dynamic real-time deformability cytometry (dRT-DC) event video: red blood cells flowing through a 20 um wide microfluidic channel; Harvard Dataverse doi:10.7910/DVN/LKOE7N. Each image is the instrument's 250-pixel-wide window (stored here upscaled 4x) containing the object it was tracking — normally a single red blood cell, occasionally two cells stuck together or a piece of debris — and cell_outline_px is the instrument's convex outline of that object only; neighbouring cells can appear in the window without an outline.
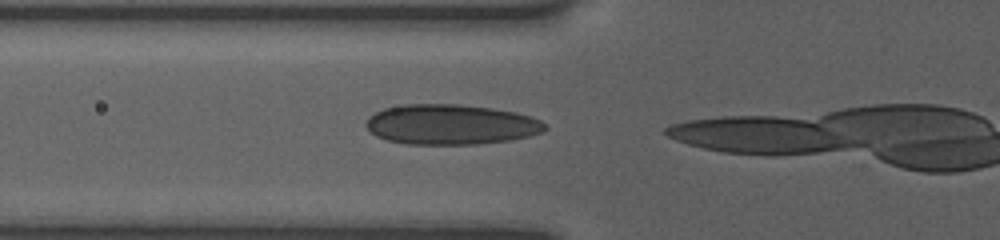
{"species": "human", "species_latin": "Homo sapiens", "temperature_condition": "room temperature", "stored_images_in_passage": 5, "camera_frame_rate_fps": 3000, "um_per_image_px": 0.085, "donor": {"sex": "female"}, "frame": {"image": 1, "passage_image": 2, "time_ms": 0.333, "image_size_px": [1000, 240], "cell_outline_px": [[548, 128], [544, 132], [528, 136], [508, 140], [476, 144], [408, 144], [388, 140], [376, 136], [364, 124], [368, 116], [384, 108], [404, 104], [460, 104], [492, 108], [516, 112], [540, 120]], "centroid_in_image_um": [38.31, 10.57], "position_along_channel_um": 87.5, "area_um2": 41.85}}
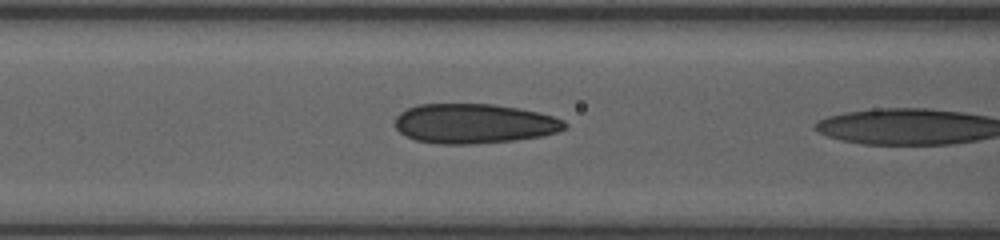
{"frame": {"image": 2, "passage_image": 4, "time_ms": 1.333, "image_size_px": [1000, 240], "cell_outline_px": [[568, 128], [544, 136], [516, 140], [472, 144], [440, 144], [416, 140], [400, 132], [396, 128], [396, 116], [400, 112], [416, 104], [492, 104], [516, 108], [536, 112], [552, 116], [564, 120], [568, 124]], "centroid_in_image_um": [40.32, 10.51], "position_along_channel_um": 126.3, "area_um2": 39.25}}